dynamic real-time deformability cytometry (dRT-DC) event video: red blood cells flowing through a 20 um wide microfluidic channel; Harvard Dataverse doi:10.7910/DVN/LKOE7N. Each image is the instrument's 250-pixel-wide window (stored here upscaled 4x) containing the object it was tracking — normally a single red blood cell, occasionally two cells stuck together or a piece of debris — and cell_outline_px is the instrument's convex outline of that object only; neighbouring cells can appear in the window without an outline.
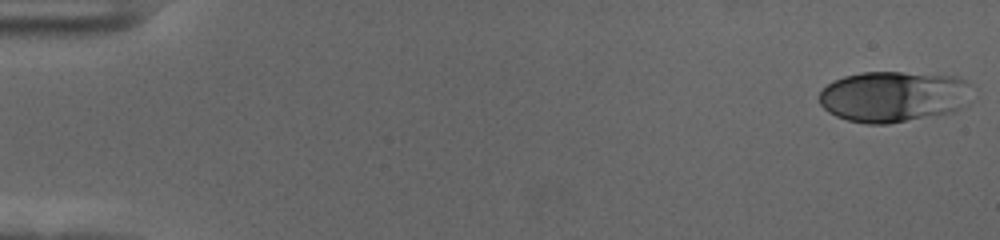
{"species": "human", "species_latin": "Homo sapiens", "temperature_condition": "cold", "stored_images_in_passage": 57, "camera_frame_rate_fps": 3000, "um_per_image_px": 0.085, "donor": {"sex": "female"}, "frame": {"image": 1, "passage_image": 1, "time_ms": 0.0, "image_size_px": [1000, 240], "cell_outline_px": [[968, 108], [956, 112], [936, 116], [888, 124], [868, 124], [848, 120], [836, 116], [828, 112], [820, 104], [820, 92], [828, 84], [844, 76], [860, 72], [900, 72], [956, 76], [964, 80], [968, 84]], "centroid_in_image_um": [75.98, 8.22], "position_along_channel_um": 9.0, "area_um2": 45.72}}
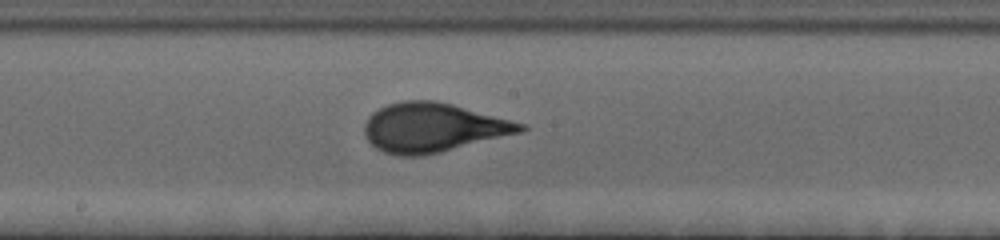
{"frame": {"image": 2, "passage_image": 31, "time_ms": 10.0, "image_size_px": [1000, 240], "cell_outline_px": [[528, 128], [520, 132], [440, 152], [420, 156], [400, 156], [384, 152], [376, 148], [368, 140], [364, 132], [364, 124], [368, 116], [372, 112], [388, 104], [404, 100], [436, 100], [452, 104], [528, 124]], "centroid_in_image_um": [36.79, 10.83], "position_along_channel_um": 211.4, "area_um2": 44.56}}
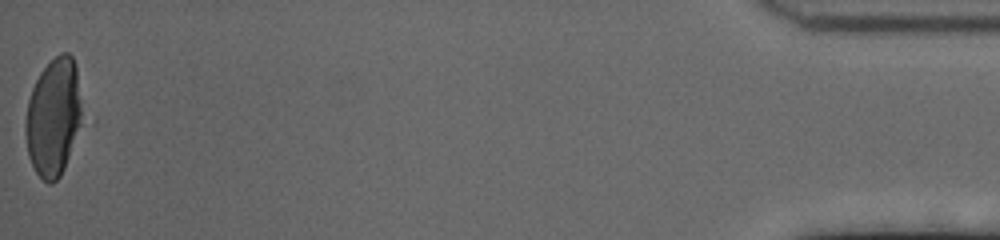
{"frame": {"image": 3, "passage_image": 57, "time_ms": 18.667, "image_size_px": [1000, 240], "cell_outline_px": [[96, 120], [60, 176], [52, 184], [48, 184], [36, 172], [28, 156], [24, 132], [24, 124], [28, 100], [32, 88], [40, 72], [60, 52], [68, 52], [72, 56], [76, 64]], "centroid_in_image_um": [4.83, 9.98], "position_along_channel_um": 430.4, "area_um2": 44.16}, "authors_computed_cell_mechanics": {"area_um2": 42.8298, "velocity_mm_per_s": 3.5473, "shape_relaxation_time_tau1_ms": 4.8516, "shape_relaxation_time_tau2_ms": null, "deformation_change_tau1": 0.2026, "deformation_change_tau2": null}}